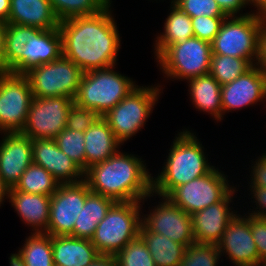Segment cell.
Returning a JSON list of instances; mask_svg holds the SVG:
<instances>
[{"instance_id":"obj_1","label":"cell","mask_w":266,"mask_h":266,"mask_svg":"<svg viewBox=\"0 0 266 266\" xmlns=\"http://www.w3.org/2000/svg\"><path fill=\"white\" fill-rule=\"evenodd\" d=\"M112 4L90 16H77L60 21L62 55L84 73L116 66L121 39Z\"/></svg>"},{"instance_id":"obj_2","label":"cell","mask_w":266,"mask_h":266,"mask_svg":"<svg viewBox=\"0 0 266 266\" xmlns=\"http://www.w3.org/2000/svg\"><path fill=\"white\" fill-rule=\"evenodd\" d=\"M151 175L142 158L119 150L109 159L88 168L84 180L91 192L115 202H141L152 194Z\"/></svg>"},{"instance_id":"obj_3","label":"cell","mask_w":266,"mask_h":266,"mask_svg":"<svg viewBox=\"0 0 266 266\" xmlns=\"http://www.w3.org/2000/svg\"><path fill=\"white\" fill-rule=\"evenodd\" d=\"M172 143L162 171L152 177L154 196L166 197L176 187L205 176L215 168L208 162L205 148L192 130L182 129Z\"/></svg>"},{"instance_id":"obj_4","label":"cell","mask_w":266,"mask_h":266,"mask_svg":"<svg viewBox=\"0 0 266 266\" xmlns=\"http://www.w3.org/2000/svg\"><path fill=\"white\" fill-rule=\"evenodd\" d=\"M112 66L85 72L81 78L74 103L104 116L138 85Z\"/></svg>"},{"instance_id":"obj_5","label":"cell","mask_w":266,"mask_h":266,"mask_svg":"<svg viewBox=\"0 0 266 266\" xmlns=\"http://www.w3.org/2000/svg\"><path fill=\"white\" fill-rule=\"evenodd\" d=\"M153 196L152 193L141 202H115L111 206L105 218L98 223L91 239L101 255H116L130 241L139 236L142 224V205Z\"/></svg>"},{"instance_id":"obj_6","label":"cell","mask_w":266,"mask_h":266,"mask_svg":"<svg viewBox=\"0 0 266 266\" xmlns=\"http://www.w3.org/2000/svg\"><path fill=\"white\" fill-rule=\"evenodd\" d=\"M161 87L159 84L156 86L138 85L114 108L102 116L122 145L144 128L164 89Z\"/></svg>"},{"instance_id":"obj_7","label":"cell","mask_w":266,"mask_h":266,"mask_svg":"<svg viewBox=\"0 0 266 266\" xmlns=\"http://www.w3.org/2000/svg\"><path fill=\"white\" fill-rule=\"evenodd\" d=\"M264 17L256 13L245 16H229L211 42L213 54L238 57L256 65L259 32Z\"/></svg>"},{"instance_id":"obj_8","label":"cell","mask_w":266,"mask_h":266,"mask_svg":"<svg viewBox=\"0 0 266 266\" xmlns=\"http://www.w3.org/2000/svg\"><path fill=\"white\" fill-rule=\"evenodd\" d=\"M212 54L210 42L192 37L182 43L169 45L155 59L165 74L164 78L186 81L209 74Z\"/></svg>"},{"instance_id":"obj_9","label":"cell","mask_w":266,"mask_h":266,"mask_svg":"<svg viewBox=\"0 0 266 266\" xmlns=\"http://www.w3.org/2000/svg\"><path fill=\"white\" fill-rule=\"evenodd\" d=\"M84 72L67 57L61 55L49 63L30 68L28 78L33 96L75 98Z\"/></svg>"},{"instance_id":"obj_10","label":"cell","mask_w":266,"mask_h":266,"mask_svg":"<svg viewBox=\"0 0 266 266\" xmlns=\"http://www.w3.org/2000/svg\"><path fill=\"white\" fill-rule=\"evenodd\" d=\"M219 170L216 167L205 176L176 187L166 198L189 215L220 202L234 186L227 179L228 175Z\"/></svg>"},{"instance_id":"obj_11","label":"cell","mask_w":266,"mask_h":266,"mask_svg":"<svg viewBox=\"0 0 266 266\" xmlns=\"http://www.w3.org/2000/svg\"><path fill=\"white\" fill-rule=\"evenodd\" d=\"M24 74L0 71V133L21 132L33 99Z\"/></svg>"},{"instance_id":"obj_12","label":"cell","mask_w":266,"mask_h":266,"mask_svg":"<svg viewBox=\"0 0 266 266\" xmlns=\"http://www.w3.org/2000/svg\"><path fill=\"white\" fill-rule=\"evenodd\" d=\"M73 103V98L63 96H34L20 133L31 139H54L66 128L68 110Z\"/></svg>"},{"instance_id":"obj_13","label":"cell","mask_w":266,"mask_h":266,"mask_svg":"<svg viewBox=\"0 0 266 266\" xmlns=\"http://www.w3.org/2000/svg\"><path fill=\"white\" fill-rule=\"evenodd\" d=\"M90 192L85 180L60 184L51 196L47 233L51 236L71 235Z\"/></svg>"},{"instance_id":"obj_14","label":"cell","mask_w":266,"mask_h":266,"mask_svg":"<svg viewBox=\"0 0 266 266\" xmlns=\"http://www.w3.org/2000/svg\"><path fill=\"white\" fill-rule=\"evenodd\" d=\"M158 198L161 202L151 207L148 214L142 213V224L151 232L163 234L172 241L187 247L194 243L191 216L166 197Z\"/></svg>"},{"instance_id":"obj_15","label":"cell","mask_w":266,"mask_h":266,"mask_svg":"<svg viewBox=\"0 0 266 266\" xmlns=\"http://www.w3.org/2000/svg\"><path fill=\"white\" fill-rule=\"evenodd\" d=\"M221 256L232 262L233 266H262L250 228V215L239 213L226 227L217 244Z\"/></svg>"},{"instance_id":"obj_16","label":"cell","mask_w":266,"mask_h":266,"mask_svg":"<svg viewBox=\"0 0 266 266\" xmlns=\"http://www.w3.org/2000/svg\"><path fill=\"white\" fill-rule=\"evenodd\" d=\"M223 118L226 112L241 110L266 101V75L253 65L234 81L221 86ZM265 99V100H264Z\"/></svg>"},{"instance_id":"obj_17","label":"cell","mask_w":266,"mask_h":266,"mask_svg":"<svg viewBox=\"0 0 266 266\" xmlns=\"http://www.w3.org/2000/svg\"><path fill=\"white\" fill-rule=\"evenodd\" d=\"M236 191L234 187L220 202L190 215L194 242L215 245L220 242L226 227L239 212L230 207Z\"/></svg>"},{"instance_id":"obj_18","label":"cell","mask_w":266,"mask_h":266,"mask_svg":"<svg viewBox=\"0 0 266 266\" xmlns=\"http://www.w3.org/2000/svg\"><path fill=\"white\" fill-rule=\"evenodd\" d=\"M3 134L0 140V176L10 189L33 162L32 145L31 138L20 132Z\"/></svg>"},{"instance_id":"obj_19","label":"cell","mask_w":266,"mask_h":266,"mask_svg":"<svg viewBox=\"0 0 266 266\" xmlns=\"http://www.w3.org/2000/svg\"><path fill=\"white\" fill-rule=\"evenodd\" d=\"M33 162L45 168L60 184L84 180V171L60 148L55 139H31Z\"/></svg>"},{"instance_id":"obj_20","label":"cell","mask_w":266,"mask_h":266,"mask_svg":"<svg viewBox=\"0 0 266 266\" xmlns=\"http://www.w3.org/2000/svg\"><path fill=\"white\" fill-rule=\"evenodd\" d=\"M8 199L21 221L32 227V233H47L50 196L20 192L13 187L8 190Z\"/></svg>"},{"instance_id":"obj_21","label":"cell","mask_w":266,"mask_h":266,"mask_svg":"<svg viewBox=\"0 0 266 266\" xmlns=\"http://www.w3.org/2000/svg\"><path fill=\"white\" fill-rule=\"evenodd\" d=\"M6 23L52 30L58 29L60 21L49 0H10V14Z\"/></svg>"},{"instance_id":"obj_22","label":"cell","mask_w":266,"mask_h":266,"mask_svg":"<svg viewBox=\"0 0 266 266\" xmlns=\"http://www.w3.org/2000/svg\"><path fill=\"white\" fill-rule=\"evenodd\" d=\"M84 143L86 170L109 159L122 145L101 116L84 132Z\"/></svg>"},{"instance_id":"obj_23","label":"cell","mask_w":266,"mask_h":266,"mask_svg":"<svg viewBox=\"0 0 266 266\" xmlns=\"http://www.w3.org/2000/svg\"><path fill=\"white\" fill-rule=\"evenodd\" d=\"M55 266H89L101 255L91 240L70 235L52 236Z\"/></svg>"},{"instance_id":"obj_24","label":"cell","mask_w":266,"mask_h":266,"mask_svg":"<svg viewBox=\"0 0 266 266\" xmlns=\"http://www.w3.org/2000/svg\"><path fill=\"white\" fill-rule=\"evenodd\" d=\"M23 49L22 74L32 67L58 59L62 55L59 29L39 30L27 41Z\"/></svg>"},{"instance_id":"obj_25","label":"cell","mask_w":266,"mask_h":266,"mask_svg":"<svg viewBox=\"0 0 266 266\" xmlns=\"http://www.w3.org/2000/svg\"><path fill=\"white\" fill-rule=\"evenodd\" d=\"M186 82L193 107L210 114L216 122L223 120L221 85L218 81L209 73Z\"/></svg>"},{"instance_id":"obj_26","label":"cell","mask_w":266,"mask_h":266,"mask_svg":"<svg viewBox=\"0 0 266 266\" xmlns=\"http://www.w3.org/2000/svg\"><path fill=\"white\" fill-rule=\"evenodd\" d=\"M170 13L164 22L163 32L154 41V58L158 57L169 45L179 44L194 37L191 17L170 1Z\"/></svg>"},{"instance_id":"obj_27","label":"cell","mask_w":266,"mask_h":266,"mask_svg":"<svg viewBox=\"0 0 266 266\" xmlns=\"http://www.w3.org/2000/svg\"><path fill=\"white\" fill-rule=\"evenodd\" d=\"M114 203L115 201L111 198L90 192L70 236L91 240L98 223L105 218Z\"/></svg>"},{"instance_id":"obj_28","label":"cell","mask_w":266,"mask_h":266,"mask_svg":"<svg viewBox=\"0 0 266 266\" xmlns=\"http://www.w3.org/2000/svg\"><path fill=\"white\" fill-rule=\"evenodd\" d=\"M139 236L144 240L156 266H179L186 247L163 234L149 231L143 224Z\"/></svg>"},{"instance_id":"obj_29","label":"cell","mask_w":266,"mask_h":266,"mask_svg":"<svg viewBox=\"0 0 266 266\" xmlns=\"http://www.w3.org/2000/svg\"><path fill=\"white\" fill-rule=\"evenodd\" d=\"M38 28L6 23L5 72L22 74V52L25 44Z\"/></svg>"},{"instance_id":"obj_30","label":"cell","mask_w":266,"mask_h":266,"mask_svg":"<svg viewBox=\"0 0 266 266\" xmlns=\"http://www.w3.org/2000/svg\"><path fill=\"white\" fill-rule=\"evenodd\" d=\"M60 183L45 168L32 162L24 171L15 189L20 192L52 196Z\"/></svg>"},{"instance_id":"obj_31","label":"cell","mask_w":266,"mask_h":266,"mask_svg":"<svg viewBox=\"0 0 266 266\" xmlns=\"http://www.w3.org/2000/svg\"><path fill=\"white\" fill-rule=\"evenodd\" d=\"M19 248L27 266H55L52 255V236L48 233H32Z\"/></svg>"},{"instance_id":"obj_32","label":"cell","mask_w":266,"mask_h":266,"mask_svg":"<svg viewBox=\"0 0 266 266\" xmlns=\"http://www.w3.org/2000/svg\"><path fill=\"white\" fill-rule=\"evenodd\" d=\"M54 14L59 21L90 16L105 10L112 0H49Z\"/></svg>"},{"instance_id":"obj_33","label":"cell","mask_w":266,"mask_h":266,"mask_svg":"<svg viewBox=\"0 0 266 266\" xmlns=\"http://www.w3.org/2000/svg\"><path fill=\"white\" fill-rule=\"evenodd\" d=\"M252 66L246 59L212 54L209 73L222 86L234 81Z\"/></svg>"},{"instance_id":"obj_34","label":"cell","mask_w":266,"mask_h":266,"mask_svg":"<svg viewBox=\"0 0 266 266\" xmlns=\"http://www.w3.org/2000/svg\"><path fill=\"white\" fill-rule=\"evenodd\" d=\"M54 139L60 150L85 172L84 132L65 128Z\"/></svg>"},{"instance_id":"obj_35","label":"cell","mask_w":266,"mask_h":266,"mask_svg":"<svg viewBox=\"0 0 266 266\" xmlns=\"http://www.w3.org/2000/svg\"><path fill=\"white\" fill-rule=\"evenodd\" d=\"M221 257L217 245L194 242L186 247L179 266H217Z\"/></svg>"},{"instance_id":"obj_36","label":"cell","mask_w":266,"mask_h":266,"mask_svg":"<svg viewBox=\"0 0 266 266\" xmlns=\"http://www.w3.org/2000/svg\"><path fill=\"white\" fill-rule=\"evenodd\" d=\"M119 266H156L144 240L138 236L116 255Z\"/></svg>"},{"instance_id":"obj_37","label":"cell","mask_w":266,"mask_h":266,"mask_svg":"<svg viewBox=\"0 0 266 266\" xmlns=\"http://www.w3.org/2000/svg\"><path fill=\"white\" fill-rule=\"evenodd\" d=\"M172 2L191 18L227 17L215 0H172Z\"/></svg>"},{"instance_id":"obj_38","label":"cell","mask_w":266,"mask_h":266,"mask_svg":"<svg viewBox=\"0 0 266 266\" xmlns=\"http://www.w3.org/2000/svg\"><path fill=\"white\" fill-rule=\"evenodd\" d=\"M226 17L199 16L191 18L194 37L212 42L220 31V27Z\"/></svg>"},{"instance_id":"obj_39","label":"cell","mask_w":266,"mask_h":266,"mask_svg":"<svg viewBox=\"0 0 266 266\" xmlns=\"http://www.w3.org/2000/svg\"><path fill=\"white\" fill-rule=\"evenodd\" d=\"M98 117L93 110L80 107L73 103L68 110L66 128L85 132Z\"/></svg>"},{"instance_id":"obj_40","label":"cell","mask_w":266,"mask_h":266,"mask_svg":"<svg viewBox=\"0 0 266 266\" xmlns=\"http://www.w3.org/2000/svg\"><path fill=\"white\" fill-rule=\"evenodd\" d=\"M250 228L257 247L259 263L266 266V218L250 216Z\"/></svg>"},{"instance_id":"obj_41","label":"cell","mask_w":266,"mask_h":266,"mask_svg":"<svg viewBox=\"0 0 266 266\" xmlns=\"http://www.w3.org/2000/svg\"><path fill=\"white\" fill-rule=\"evenodd\" d=\"M249 187L266 188V151L256 161H252Z\"/></svg>"},{"instance_id":"obj_42","label":"cell","mask_w":266,"mask_h":266,"mask_svg":"<svg viewBox=\"0 0 266 266\" xmlns=\"http://www.w3.org/2000/svg\"><path fill=\"white\" fill-rule=\"evenodd\" d=\"M249 189L252 195L251 199L254 198L252 203H256L254 206L256 205L257 207H254L255 209L250 208L247 214L254 217L266 218V188L249 187Z\"/></svg>"},{"instance_id":"obj_43","label":"cell","mask_w":266,"mask_h":266,"mask_svg":"<svg viewBox=\"0 0 266 266\" xmlns=\"http://www.w3.org/2000/svg\"><path fill=\"white\" fill-rule=\"evenodd\" d=\"M223 13L229 16H245L249 15L251 11L243 14V9L248 6L247 0H215ZM243 8V9H242ZM241 11V13H240Z\"/></svg>"},{"instance_id":"obj_44","label":"cell","mask_w":266,"mask_h":266,"mask_svg":"<svg viewBox=\"0 0 266 266\" xmlns=\"http://www.w3.org/2000/svg\"><path fill=\"white\" fill-rule=\"evenodd\" d=\"M256 65L266 75V18H264L259 32L258 58Z\"/></svg>"},{"instance_id":"obj_45","label":"cell","mask_w":266,"mask_h":266,"mask_svg":"<svg viewBox=\"0 0 266 266\" xmlns=\"http://www.w3.org/2000/svg\"><path fill=\"white\" fill-rule=\"evenodd\" d=\"M5 35L6 23L0 21V71L5 72Z\"/></svg>"},{"instance_id":"obj_46","label":"cell","mask_w":266,"mask_h":266,"mask_svg":"<svg viewBox=\"0 0 266 266\" xmlns=\"http://www.w3.org/2000/svg\"><path fill=\"white\" fill-rule=\"evenodd\" d=\"M89 266H119L115 255H100Z\"/></svg>"},{"instance_id":"obj_47","label":"cell","mask_w":266,"mask_h":266,"mask_svg":"<svg viewBox=\"0 0 266 266\" xmlns=\"http://www.w3.org/2000/svg\"><path fill=\"white\" fill-rule=\"evenodd\" d=\"M248 5H253L256 10H251V12L256 13L257 15L266 18V0H247ZM255 11V12H254Z\"/></svg>"},{"instance_id":"obj_48","label":"cell","mask_w":266,"mask_h":266,"mask_svg":"<svg viewBox=\"0 0 266 266\" xmlns=\"http://www.w3.org/2000/svg\"><path fill=\"white\" fill-rule=\"evenodd\" d=\"M10 14V0H0V21L7 22Z\"/></svg>"},{"instance_id":"obj_49","label":"cell","mask_w":266,"mask_h":266,"mask_svg":"<svg viewBox=\"0 0 266 266\" xmlns=\"http://www.w3.org/2000/svg\"><path fill=\"white\" fill-rule=\"evenodd\" d=\"M10 266H27L23 254L20 250L16 253H11L9 258Z\"/></svg>"},{"instance_id":"obj_50","label":"cell","mask_w":266,"mask_h":266,"mask_svg":"<svg viewBox=\"0 0 266 266\" xmlns=\"http://www.w3.org/2000/svg\"><path fill=\"white\" fill-rule=\"evenodd\" d=\"M8 190L9 188L3 183L0 176V206L4 204L3 201L5 202V199L8 200Z\"/></svg>"}]
</instances>
